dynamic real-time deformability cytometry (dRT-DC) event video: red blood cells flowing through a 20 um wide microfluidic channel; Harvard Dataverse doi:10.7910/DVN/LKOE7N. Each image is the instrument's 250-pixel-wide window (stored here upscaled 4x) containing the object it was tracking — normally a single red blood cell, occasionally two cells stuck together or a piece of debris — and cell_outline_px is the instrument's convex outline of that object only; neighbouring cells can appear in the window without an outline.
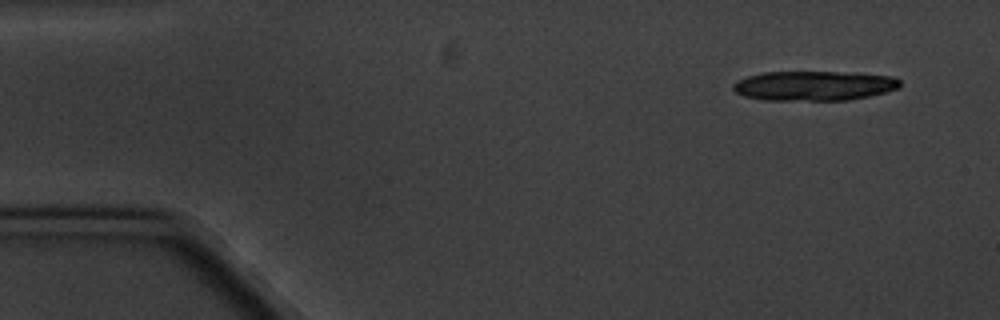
{"species": "common noctule bat (a hibernating species)", "species_latin": "Nyctalus noctula", "temperature_condition": "cold", "stored_images_in_passage": 4, "camera_frame_rate_fps": 3000, "um_per_image_px": 0.085, "animal": {"sex": "male", "body_mass_g": 20.1, "forearm_length_mm": 53.5}, "frame": {"image": 1, "passage_image": 1, "time_ms": 0.0, "image_size_px": [1000, 320], "cell_outline_px": [[900, 88], [868, 96], [848, 100], [764, 100], [744, 96], [736, 92], [732, 88], [732, 84], [736, 80], [748, 76], [764, 72], [852, 72], [892, 76], [900, 80]], "centroid_in_image_um": [69.18, 7.28], "position_along_channel_um": 15.8, "area_um2": 28.96}}